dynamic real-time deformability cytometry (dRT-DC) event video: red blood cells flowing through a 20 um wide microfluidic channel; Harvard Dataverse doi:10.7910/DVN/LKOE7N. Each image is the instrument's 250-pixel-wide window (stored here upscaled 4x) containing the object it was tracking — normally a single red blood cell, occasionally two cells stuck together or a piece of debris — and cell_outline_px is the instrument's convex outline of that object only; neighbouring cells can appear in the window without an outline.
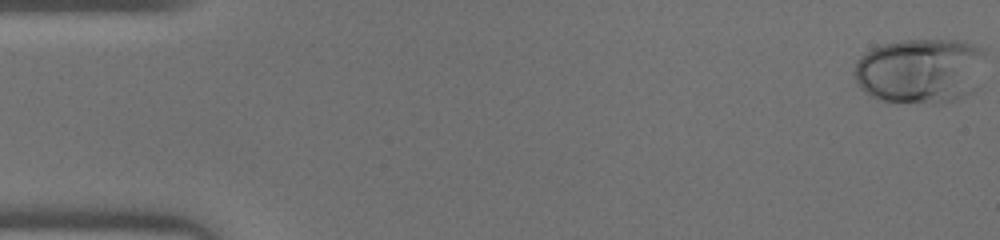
{"species": "human", "species_latin": "Homo sapiens", "temperature_condition": "warm", "stored_images_in_passage": 47, "camera_frame_rate_fps": 3000, "um_per_image_px": 0.085, "donor": {"sex": "male"}, "frame": {"image": 1, "passage_image": 1, "time_ms": 0.0, "image_size_px": [1000, 240], "cell_outline_px": [[984, 52], [976, 88], [972, 92], [956, 100], [876, 100], [864, 92], [856, 84], [856, 60], [864, 52], [872, 48], [884, 44], [904, 40], [960, 40], [984, 48]], "centroid_in_image_um": [78.19, 5.96], "position_along_channel_um": 6.8, "area_um2": 48.96}}
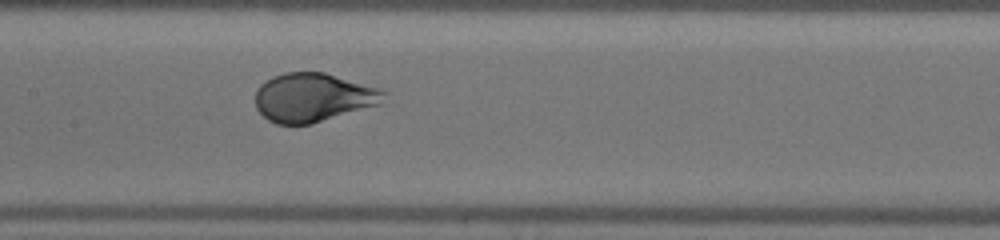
{"frame": {"image": 2, "passage_image": 23, "time_ms": 7.333, "image_size_px": [1000, 240], "cell_outline_px": [[388, 92], [380, 104], [312, 124], [276, 124], [268, 120], [256, 108], [256, 92], [260, 84], [272, 76], [284, 72], [324, 72], [384, 88]], "centroid_in_image_um": [26.66, 8.27], "position_along_channel_um": 180.7, "area_um2": 36.88}}
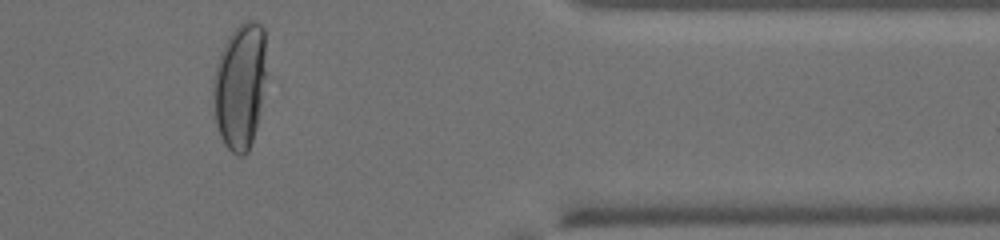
{"frame": {"image": 3, "passage_image": 39, "time_ms": 12.667, "image_size_px": [1000, 240], "cell_outline_px": [[264, 76], [260, 104], [256, 124], [252, 140], [248, 152], [244, 156], [236, 156], [224, 144], [220, 136], [216, 124], [212, 88], [212, 80], [216, 64], [220, 52], [224, 44], [232, 32], [244, 20], [256, 20], [264, 28]], "centroid_in_image_um": [20.35, 7.31], "position_along_channel_um": 391.0, "area_um2": 38.55}}